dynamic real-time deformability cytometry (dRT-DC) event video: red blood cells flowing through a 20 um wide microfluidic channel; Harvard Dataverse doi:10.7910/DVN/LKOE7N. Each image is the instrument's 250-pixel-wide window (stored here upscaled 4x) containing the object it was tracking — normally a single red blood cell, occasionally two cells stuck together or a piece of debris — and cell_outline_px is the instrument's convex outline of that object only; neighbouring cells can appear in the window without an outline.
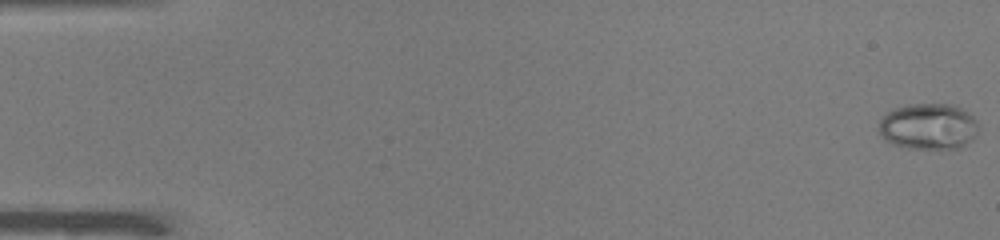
{"species": "common noctule bat (a hibernating species)", "species_latin": "Nyctalus noctula", "temperature_condition": "warm", "stored_images_in_passage": 51, "camera_frame_rate_fps": 3000, "um_per_image_px": 0.085, "animal": {"sex": "male", "body_mass_g": 19.0, "forearm_length_mm": 50.8}, "frame": {"image": 1, "passage_image": 1, "time_ms": 0.0, "image_size_px": [1000, 240], "cell_outline_px": [[976, 136], [972, 140], [960, 148], [908, 148], [892, 144], [884, 140], [880, 136], [880, 120], [888, 112], [896, 108], [912, 104], [948, 104], [960, 108], [968, 112], [976, 120]], "centroid_in_image_um": [78.91, 10.76], "position_along_channel_um": 6.1, "area_um2": 26.53}}
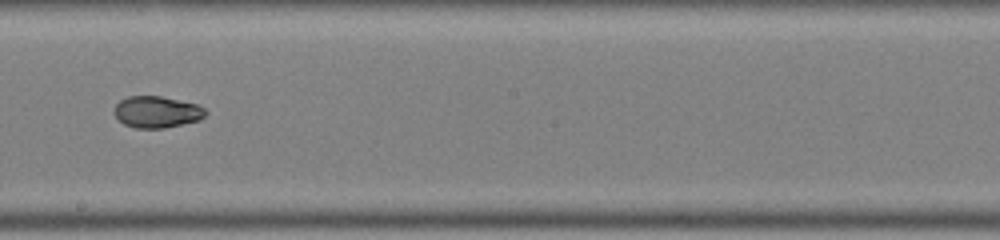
{"frame": {"image": 2, "passage_image": 30, "time_ms": 9.667, "image_size_px": [1000, 240], "cell_outline_px": [[208, 112], [200, 120], [164, 128], [136, 128], [124, 124], [116, 116], [116, 104], [120, 100], [128, 96], [160, 96], [196, 104], [204, 108]], "centroid_in_image_um": [13.35, 9.52], "position_along_channel_um": 234.8, "area_um2": 16.59}}
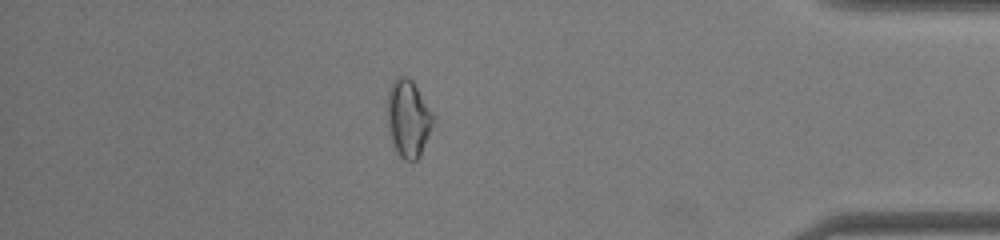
{"frame": {"image": 3, "passage_image": 45, "time_ms": 14.667, "image_size_px": [1000, 240], "cell_outline_px": [[432, 120], [420, 156], [416, 160], [404, 160], [400, 156], [392, 140], [388, 124], [388, 92], [396, 76], [408, 76], [412, 80], [432, 116]], "centroid_in_image_um": [34.65, 10.05], "position_along_channel_um": 400.5, "area_um2": 19.48}, "authors_computed_cell_mechanics": {"area_um2": 19.4786, "velocity_mm_per_s": 4.003, "shape_relaxation_time_tau1_ms": null, "shape_relaxation_time_tau2_ms": 6.2957, "deformation_change_tau1": null, "deformation_change_tau2": 0.0712}}